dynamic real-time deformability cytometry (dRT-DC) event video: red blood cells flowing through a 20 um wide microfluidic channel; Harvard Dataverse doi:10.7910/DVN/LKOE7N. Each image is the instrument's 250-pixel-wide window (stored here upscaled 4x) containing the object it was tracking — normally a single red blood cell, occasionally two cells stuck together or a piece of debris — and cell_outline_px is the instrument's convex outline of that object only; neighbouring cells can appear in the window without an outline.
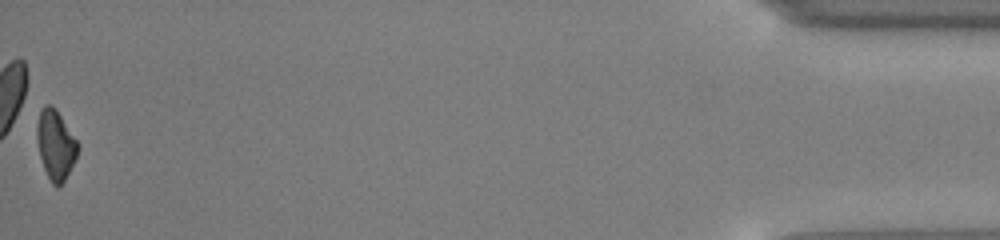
{"species": "common noctule bat (a hibernating species)", "species_latin": "Nyctalus noctula", "temperature_condition": "cold", "stored_images_in_passage": 52, "camera_frame_rate_fps": 3000, "um_per_image_px": 0.085, "animal": {"sex": "male", "body_mass_g": 13.0, "forearm_length_mm": 53.1}, "frame": {"image": 1, "passage_image": 52, "time_ms": 17.0, "image_size_px": [1000, 240], "cell_outline_px": [[80, 148], [64, 180], [60, 184], [52, 184], [44, 168], [40, 156], [36, 140], [36, 128], [40, 108], [44, 104], [52, 104], [76, 140]], "centroid_in_image_um": [4.69, 12.25], "position_along_channel_um": 430.5, "area_um2": 16.18}, "authors_computed_cell_mechanics": {"area_um2": 18.0336, "velocity_mm_per_s": 3.945, "shape_relaxation_time_tau1_ms": 1.5524, "shape_relaxation_time_tau2_ms": null, "deformation_change_tau1": 0.0913, "deformation_change_tau2": null}}